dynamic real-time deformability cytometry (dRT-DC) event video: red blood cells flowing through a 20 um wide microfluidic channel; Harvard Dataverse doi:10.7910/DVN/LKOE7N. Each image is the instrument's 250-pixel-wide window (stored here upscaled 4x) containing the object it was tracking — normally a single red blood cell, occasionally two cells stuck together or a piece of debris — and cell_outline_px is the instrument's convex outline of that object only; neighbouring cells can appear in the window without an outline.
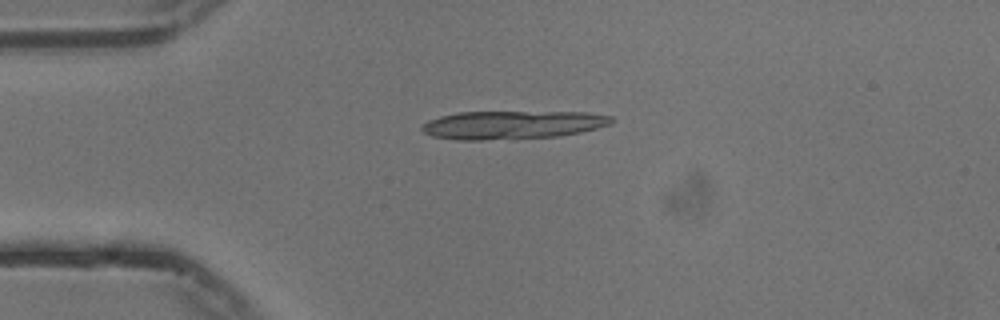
{"species": "common noctule bat (a hibernating species)", "species_latin": "Nyctalus noctula", "temperature_condition": "cold", "stored_images_in_passage": 6, "camera_frame_rate_fps": 3000, "um_per_image_px": 0.085, "animal": {"sex": "male", "body_mass_g": 13.3}, "frame": {"image": 1, "passage_image": 1, "time_ms": 0.0, "image_size_px": [1000, 320], "cell_outline_px": [[612, 120], [608, 124], [596, 128], [580, 132], [560, 136], [480, 140], [456, 140], [432, 136], [424, 132], [420, 128], [428, 120], [440, 116], [460, 112], [584, 112], [612, 116]], "centroid_in_image_um": [43.51, 10.61], "position_along_channel_um": 41.5, "area_um2": 31.04}}